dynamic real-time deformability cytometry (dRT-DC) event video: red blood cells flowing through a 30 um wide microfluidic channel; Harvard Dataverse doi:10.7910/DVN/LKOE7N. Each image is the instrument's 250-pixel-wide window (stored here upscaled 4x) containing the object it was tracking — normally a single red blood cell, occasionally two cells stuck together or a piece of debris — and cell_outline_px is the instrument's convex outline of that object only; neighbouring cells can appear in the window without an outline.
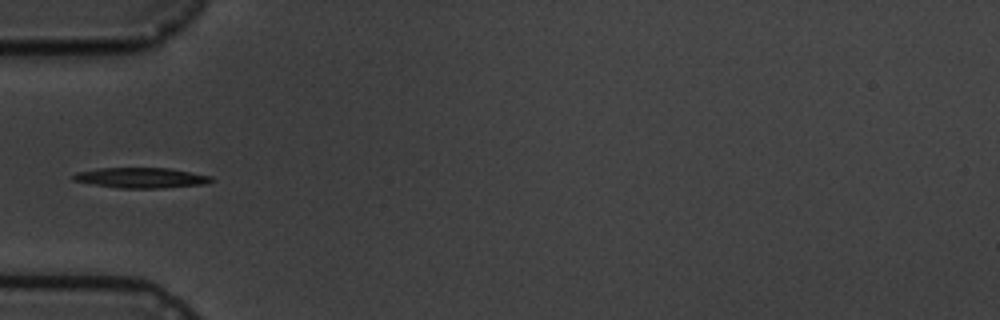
{"species": "common noctule bat (a hibernating species)", "species_latin": "Nyctalus noctula", "temperature_condition": "cold", "stored_images_in_passage": 8, "camera_frame_rate_fps": 3000, "um_per_image_px": 0.085, "animal": {"sex": "male", "body_mass_g": 19.5, "forearm_length_mm": 54.6}, "frame": {"image": 1, "passage_image": 6, "time_ms": 5.667, "image_size_px": [1000, 320], "cell_outline_px": [[216, 180], [204, 184], [160, 188], [120, 188], [72, 180], [72, 176], [76, 172], [100, 168], [168, 168], [212, 176]], "centroid_in_image_um": [12.03, 15.11], "position_along_channel_um": 73.0, "area_um2": 16.18}}
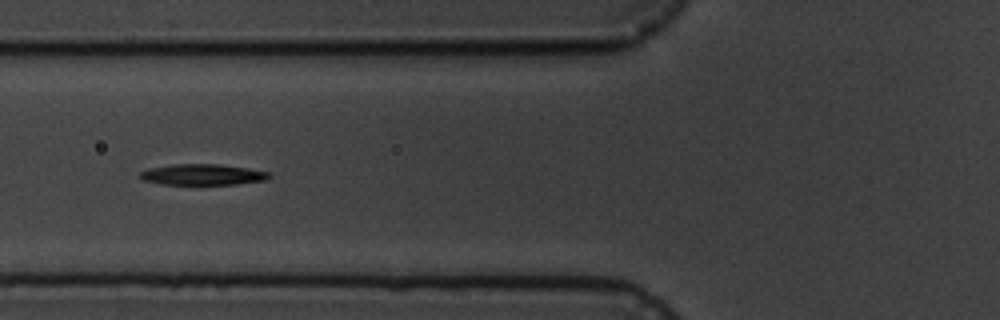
{"frame": {"image": 2, "passage_image": 7, "time_ms": 6.667, "image_size_px": [1000, 320], "cell_outline_px": [[272, 176], [264, 180], [236, 184], [160, 184], [144, 180], [136, 176], [140, 172], [148, 168], [172, 164], [220, 164], [248, 168], [268, 172]], "centroid_in_image_um": [17.17, 14.83], "position_along_channel_um": 108.6, "area_um2": 15.78}}
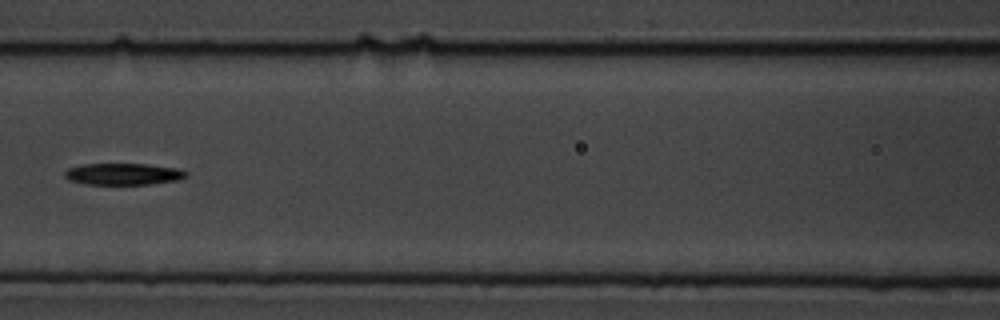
{"frame": {"image": 3, "passage_image": 8, "time_ms": 8.0, "image_size_px": [1000, 320], "cell_outline_px": [[188, 176], [180, 180], [148, 184], [84, 184], [68, 180], [64, 176], [64, 172], [68, 168], [80, 164], [148, 164], [176, 168], [188, 172]], "centroid_in_image_um": [10.47, 14.79], "position_along_channel_um": 156.1, "area_um2": 15.43}}